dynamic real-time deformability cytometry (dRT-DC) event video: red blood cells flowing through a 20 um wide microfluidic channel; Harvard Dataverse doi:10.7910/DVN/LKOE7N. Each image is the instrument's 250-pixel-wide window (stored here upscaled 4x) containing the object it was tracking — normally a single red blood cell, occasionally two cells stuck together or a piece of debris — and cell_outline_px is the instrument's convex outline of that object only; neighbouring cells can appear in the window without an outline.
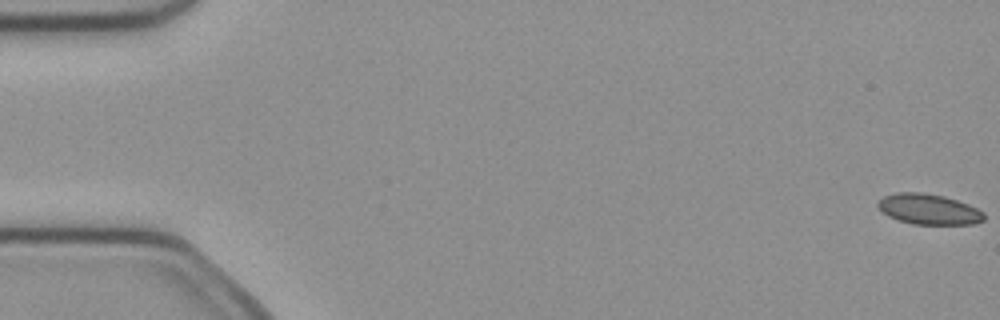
{"species": "common noctule bat (a hibernating species)", "species_latin": "Nyctalus noctula", "temperature_condition": "cold", "stored_images_in_passage": 5, "camera_frame_rate_fps": 3000, "um_per_image_px": 0.085, "animal": {"sex": "female", "body_mass_g": 21.9}, "frame": {"image": 1, "passage_image": 1, "time_ms": 0.0, "image_size_px": [1000, 320], "cell_outline_px": [[984, 220], [972, 224], [912, 224], [888, 216], [876, 204], [884, 196], [896, 192], [924, 192], [944, 196], [968, 204], [984, 212]], "centroid_in_image_um": [78.95, 17.77], "position_along_channel_um": 6.1, "area_um2": 18.73}}
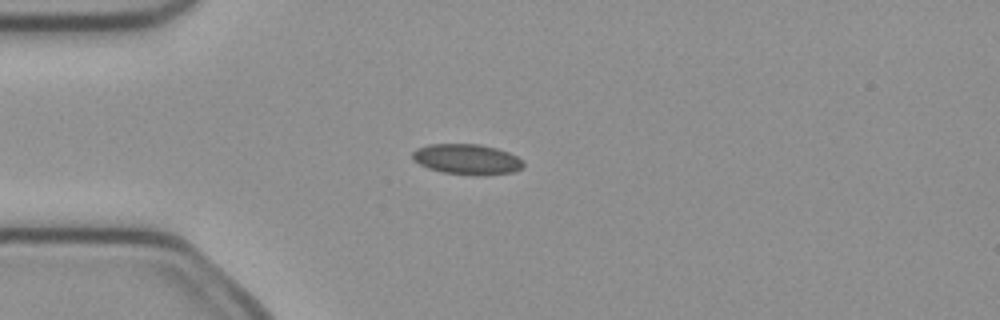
{"frame": {"image": 2, "passage_image": 4, "time_ms": 1.0, "image_size_px": [1000, 320], "cell_outline_px": [[524, 164], [520, 168], [512, 172], [444, 172], [428, 168], [420, 164], [412, 156], [412, 152], [416, 148], [428, 144], [480, 144], [496, 148], [508, 152], [524, 160]], "centroid_in_image_um": [39.65, 13.47], "position_along_channel_um": 45.4, "area_um2": 18.61}}